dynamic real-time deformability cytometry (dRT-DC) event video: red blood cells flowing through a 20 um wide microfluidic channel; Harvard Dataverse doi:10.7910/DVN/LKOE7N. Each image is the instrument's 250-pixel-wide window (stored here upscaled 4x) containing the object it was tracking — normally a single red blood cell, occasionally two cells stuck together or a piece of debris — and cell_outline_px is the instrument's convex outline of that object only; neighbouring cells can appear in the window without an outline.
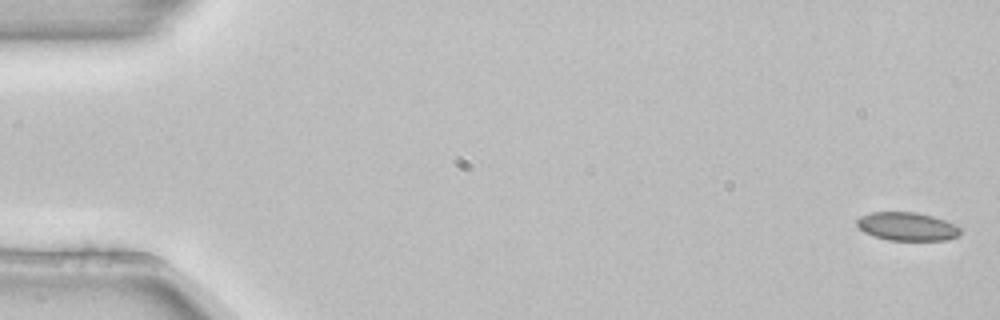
{"species": "common noctule bat (a hibernating species)", "species_latin": "Nyctalus noctula", "temperature_condition": "room temperature", "stored_images_in_passage": 6, "camera_frame_rate_fps": 3000, "um_per_image_px": 0.085, "animal": {"sex": "female", "body_mass_g": 22.7, "forearm_length_mm": 54.2}, "frame": {"image": 1, "passage_image": 1, "time_ms": 0.0, "image_size_px": [1000, 320], "cell_outline_px": [[960, 236], [944, 240], [888, 240], [864, 232], [856, 224], [856, 220], [860, 216], [872, 212], [916, 212], [932, 216], [956, 224], [960, 228]], "centroid_in_image_um": [77.11, 19.25], "position_along_channel_um": 7.9, "area_um2": 17.05}}
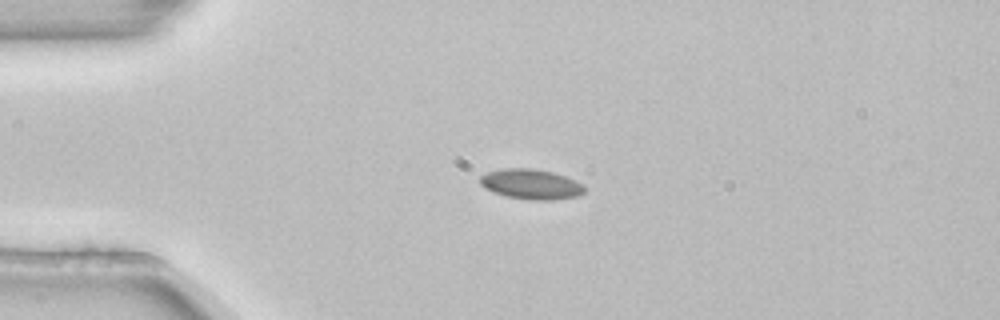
{"frame": {"image": 2, "passage_image": 4, "time_ms": 1.0, "image_size_px": [1000, 320], "cell_outline_px": [[584, 192], [580, 196], [552, 200], [532, 200], [508, 196], [484, 188], [480, 184], [480, 176], [488, 172], [504, 168], [532, 168], [552, 172], [576, 180], [584, 184]], "centroid_in_image_um": [45.17, 15.65], "position_along_channel_um": 39.8, "area_um2": 18.26}}